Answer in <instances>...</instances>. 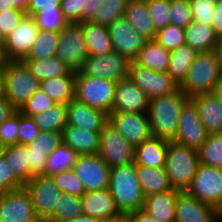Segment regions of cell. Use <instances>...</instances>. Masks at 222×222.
I'll return each mask as SVG.
<instances>
[{
  "mask_svg": "<svg viewBox=\"0 0 222 222\" xmlns=\"http://www.w3.org/2000/svg\"><path fill=\"white\" fill-rule=\"evenodd\" d=\"M189 99L180 88L172 94L149 99L147 115L153 137L174 140L180 111Z\"/></svg>",
  "mask_w": 222,
  "mask_h": 222,
  "instance_id": "6da1fadb",
  "label": "cell"
},
{
  "mask_svg": "<svg viewBox=\"0 0 222 222\" xmlns=\"http://www.w3.org/2000/svg\"><path fill=\"white\" fill-rule=\"evenodd\" d=\"M109 190L124 217L143 208L146 196L138 182L135 163L110 168Z\"/></svg>",
  "mask_w": 222,
  "mask_h": 222,
  "instance_id": "7a4b0ae2",
  "label": "cell"
},
{
  "mask_svg": "<svg viewBox=\"0 0 222 222\" xmlns=\"http://www.w3.org/2000/svg\"><path fill=\"white\" fill-rule=\"evenodd\" d=\"M198 165V150L173 140L168 141L164 168L173 189L186 191L193 181Z\"/></svg>",
  "mask_w": 222,
  "mask_h": 222,
  "instance_id": "3957f363",
  "label": "cell"
},
{
  "mask_svg": "<svg viewBox=\"0 0 222 222\" xmlns=\"http://www.w3.org/2000/svg\"><path fill=\"white\" fill-rule=\"evenodd\" d=\"M221 74L214 51L198 52L179 88L189 98L201 93H211Z\"/></svg>",
  "mask_w": 222,
  "mask_h": 222,
  "instance_id": "277c9868",
  "label": "cell"
},
{
  "mask_svg": "<svg viewBox=\"0 0 222 222\" xmlns=\"http://www.w3.org/2000/svg\"><path fill=\"white\" fill-rule=\"evenodd\" d=\"M39 89V81L23 60H6L3 96L19 111Z\"/></svg>",
  "mask_w": 222,
  "mask_h": 222,
  "instance_id": "5b68a950",
  "label": "cell"
},
{
  "mask_svg": "<svg viewBox=\"0 0 222 222\" xmlns=\"http://www.w3.org/2000/svg\"><path fill=\"white\" fill-rule=\"evenodd\" d=\"M116 90V81L88 77L76 71L75 98L92 108L111 113Z\"/></svg>",
  "mask_w": 222,
  "mask_h": 222,
  "instance_id": "8992f818",
  "label": "cell"
},
{
  "mask_svg": "<svg viewBox=\"0 0 222 222\" xmlns=\"http://www.w3.org/2000/svg\"><path fill=\"white\" fill-rule=\"evenodd\" d=\"M110 167L116 168L135 162V147L132 146L109 122L100 132L97 153Z\"/></svg>",
  "mask_w": 222,
  "mask_h": 222,
  "instance_id": "52a82bcc",
  "label": "cell"
},
{
  "mask_svg": "<svg viewBox=\"0 0 222 222\" xmlns=\"http://www.w3.org/2000/svg\"><path fill=\"white\" fill-rule=\"evenodd\" d=\"M186 192L218 210L222 206V168L199 163Z\"/></svg>",
  "mask_w": 222,
  "mask_h": 222,
  "instance_id": "ba28073f",
  "label": "cell"
},
{
  "mask_svg": "<svg viewBox=\"0 0 222 222\" xmlns=\"http://www.w3.org/2000/svg\"><path fill=\"white\" fill-rule=\"evenodd\" d=\"M130 60L116 51L102 56L88 55L79 71L88 77L120 81L129 77Z\"/></svg>",
  "mask_w": 222,
  "mask_h": 222,
  "instance_id": "9c48e42d",
  "label": "cell"
},
{
  "mask_svg": "<svg viewBox=\"0 0 222 222\" xmlns=\"http://www.w3.org/2000/svg\"><path fill=\"white\" fill-rule=\"evenodd\" d=\"M56 56L73 71L81 68L88 56V50L80 23H69L59 33Z\"/></svg>",
  "mask_w": 222,
  "mask_h": 222,
  "instance_id": "30bf717a",
  "label": "cell"
},
{
  "mask_svg": "<svg viewBox=\"0 0 222 222\" xmlns=\"http://www.w3.org/2000/svg\"><path fill=\"white\" fill-rule=\"evenodd\" d=\"M29 192L36 215L41 222H47L58 208L59 194L51 176H33L25 185Z\"/></svg>",
  "mask_w": 222,
  "mask_h": 222,
  "instance_id": "8fae6325",
  "label": "cell"
},
{
  "mask_svg": "<svg viewBox=\"0 0 222 222\" xmlns=\"http://www.w3.org/2000/svg\"><path fill=\"white\" fill-rule=\"evenodd\" d=\"M0 222H41L25 187L0 193Z\"/></svg>",
  "mask_w": 222,
  "mask_h": 222,
  "instance_id": "7c38bea8",
  "label": "cell"
},
{
  "mask_svg": "<svg viewBox=\"0 0 222 222\" xmlns=\"http://www.w3.org/2000/svg\"><path fill=\"white\" fill-rule=\"evenodd\" d=\"M129 78L149 99L172 94L179 88L167 72L154 71L134 61L129 65Z\"/></svg>",
  "mask_w": 222,
  "mask_h": 222,
  "instance_id": "4fadbf2b",
  "label": "cell"
},
{
  "mask_svg": "<svg viewBox=\"0 0 222 222\" xmlns=\"http://www.w3.org/2000/svg\"><path fill=\"white\" fill-rule=\"evenodd\" d=\"M208 135L196 105L189 99L180 111L177 133L173 141L198 150Z\"/></svg>",
  "mask_w": 222,
  "mask_h": 222,
  "instance_id": "5bb4252c",
  "label": "cell"
},
{
  "mask_svg": "<svg viewBox=\"0 0 222 222\" xmlns=\"http://www.w3.org/2000/svg\"><path fill=\"white\" fill-rule=\"evenodd\" d=\"M108 122L134 147L153 137L147 113H110Z\"/></svg>",
  "mask_w": 222,
  "mask_h": 222,
  "instance_id": "9a60e30c",
  "label": "cell"
},
{
  "mask_svg": "<svg viewBox=\"0 0 222 222\" xmlns=\"http://www.w3.org/2000/svg\"><path fill=\"white\" fill-rule=\"evenodd\" d=\"M73 170L86 192L109 188L110 167L98 154L79 155Z\"/></svg>",
  "mask_w": 222,
  "mask_h": 222,
  "instance_id": "2e32d148",
  "label": "cell"
},
{
  "mask_svg": "<svg viewBox=\"0 0 222 222\" xmlns=\"http://www.w3.org/2000/svg\"><path fill=\"white\" fill-rule=\"evenodd\" d=\"M34 19L30 15H25L18 27L10 33L3 46L6 60H22L30 52L39 33Z\"/></svg>",
  "mask_w": 222,
  "mask_h": 222,
  "instance_id": "e0dca14e",
  "label": "cell"
},
{
  "mask_svg": "<svg viewBox=\"0 0 222 222\" xmlns=\"http://www.w3.org/2000/svg\"><path fill=\"white\" fill-rule=\"evenodd\" d=\"M107 28L114 51L134 61L147 39L138 34L124 17L116 19Z\"/></svg>",
  "mask_w": 222,
  "mask_h": 222,
  "instance_id": "ac0fdd59",
  "label": "cell"
},
{
  "mask_svg": "<svg viewBox=\"0 0 222 222\" xmlns=\"http://www.w3.org/2000/svg\"><path fill=\"white\" fill-rule=\"evenodd\" d=\"M83 214L103 222H124V216L116 207L109 188L86 192L82 197Z\"/></svg>",
  "mask_w": 222,
  "mask_h": 222,
  "instance_id": "d6986e66",
  "label": "cell"
},
{
  "mask_svg": "<svg viewBox=\"0 0 222 222\" xmlns=\"http://www.w3.org/2000/svg\"><path fill=\"white\" fill-rule=\"evenodd\" d=\"M148 96L129 78L116 82L115 98L111 113H147Z\"/></svg>",
  "mask_w": 222,
  "mask_h": 222,
  "instance_id": "ffe728a7",
  "label": "cell"
},
{
  "mask_svg": "<svg viewBox=\"0 0 222 222\" xmlns=\"http://www.w3.org/2000/svg\"><path fill=\"white\" fill-rule=\"evenodd\" d=\"M175 222H218V210L190 196L186 191L179 192Z\"/></svg>",
  "mask_w": 222,
  "mask_h": 222,
  "instance_id": "44dd1931",
  "label": "cell"
},
{
  "mask_svg": "<svg viewBox=\"0 0 222 222\" xmlns=\"http://www.w3.org/2000/svg\"><path fill=\"white\" fill-rule=\"evenodd\" d=\"M67 126L84 128L90 132H101L108 122V114L78 101L76 98L66 104Z\"/></svg>",
  "mask_w": 222,
  "mask_h": 222,
  "instance_id": "7402d4cb",
  "label": "cell"
},
{
  "mask_svg": "<svg viewBox=\"0 0 222 222\" xmlns=\"http://www.w3.org/2000/svg\"><path fill=\"white\" fill-rule=\"evenodd\" d=\"M190 100L196 105L207 132L222 133V103L212 93L197 94Z\"/></svg>",
  "mask_w": 222,
  "mask_h": 222,
  "instance_id": "603a6c76",
  "label": "cell"
},
{
  "mask_svg": "<svg viewBox=\"0 0 222 222\" xmlns=\"http://www.w3.org/2000/svg\"><path fill=\"white\" fill-rule=\"evenodd\" d=\"M179 192V190L172 188L165 192L146 196L142 209L158 221L175 222L176 199Z\"/></svg>",
  "mask_w": 222,
  "mask_h": 222,
  "instance_id": "cb8c5ba5",
  "label": "cell"
},
{
  "mask_svg": "<svg viewBox=\"0 0 222 222\" xmlns=\"http://www.w3.org/2000/svg\"><path fill=\"white\" fill-rule=\"evenodd\" d=\"M63 143L79 155L97 154L100 144V132L86 131L76 126H66L62 132Z\"/></svg>",
  "mask_w": 222,
  "mask_h": 222,
  "instance_id": "d4e9b609",
  "label": "cell"
},
{
  "mask_svg": "<svg viewBox=\"0 0 222 222\" xmlns=\"http://www.w3.org/2000/svg\"><path fill=\"white\" fill-rule=\"evenodd\" d=\"M168 140L152 137L135 147V164L151 168H164Z\"/></svg>",
  "mask_w": 222,
  "mask_h": 222,
  "instance_id": "484cf974",
  "label": "cell"
},
{
  "mask_svg": "<svg viewBox=\"0 0 222 222\" xmlns=\"http://www.w3.org/2000/svg\"><path fill=\"white\" fill-rule=\"evenodd\" d=\"M124 18L132 28L147 40L156 36L146 0H130L125 10Z\"/></svg>",
  "mask_w": 222,
  "mask_h": 222,
  "instance_id": "4316f807",
  "label": "cell"
},
{
  "mask_svg": "<svg viewBox=\"0 0 222 222\" xmlns=\"http://www.w3.org/2000/svg\"><path fill=\"white\" fill-rule=\"evenodd\" d=\"M39 89L44 91L55 103L67 104L75 99L76 71H72L68 76L40 81Z\"/></svg>",
  "mask_w": 222,
  "mask_h": 222,
  "instance_id": "83f0119b",
  "label": "cell"
},
{
  "mask_svg": "<svg viewBox=\"0 0 222 222\" xmlns=\"http://www.w3.org/2000/svg\"><path fill=\"white\" fill-rule=\"evenodd\" d=\"M83 27L88 55L102 56L114 50L108 28L92 21L80 23Z\"/></svg>",
  "mask_w": 222,
  "mask_h": 222,
  "instance_id": "f1b7e54d",
  "label": "cell"
},
{
  "mask_svg": "<svg viewBox=\"0 0 222 222\" xmlns=\"http://www.w3.org/2000/svg\"><path fill=\"white\" fill-rule=\"evenodd\" d=\"M136 175L145 196L172 189L165 168H151L136 165Z\"/></svg>",
  "mask_w": 222,
  "mask_h": 222,
  "instance_id": "f546056e",
  "label": "cell"
},
{
  "mask_svg": "<svg viewBox=\"0 0 222 222\" xmlns=\"http://www.w3.org/2000/svg\"><path fill=\"white\" fill-rule=\"evenodd\" d=\"M30 73L40 82L46 79L68 76L73 70L56 55L42 59H22Z\"/></svg>",
  "mask_w": 222,
  "mask_h": 222,
  "instance_id": "4dcf8cb0",
  "label": "cell"
},
{
  "mask_svg": "<svg viewBox=\"0 0 222 222\" xmlns=\"http://www.w3.org/2000/svg\"><path fill=\"white\" fill-rule=\"evenodd\" d=\"M170 52L156 40H147L134 62L154 71L167 72Z\"/></svg>",
  "mask_w": 222,
  "mask_h": 222,
  "instance_id": "1f68e13d",
  "label": "cell"
},
{
  "mask_svg": "<svg viewBox=\"0 0 222 222\" xmlns=\"http://www.w3.org/2000/svg\"><path fill=\"white\" fill-rule=\"evenodd\" d=\"M185 43L197 52L213 51L217 43V35L212 26L193 21L184 28Z\"/></svg>",
  "mask_w": 222,
  "mask_h": 222,
  "instance_id": "d6a6232c",
  "label": "cell"
},
{
  "mask_svg": "<svg viewBox=\"0 0 222 222\" xmlns=\"http://www.w3.org/2000/svg\"><path fill=\"white\" fill-rule=\"evenodd\" d=\"M0 151L4 154L16 178L25 185L30 180L28 146L16 143L0 148Z\"/></svg>",
  "mask_w": 222,
  "mask_h": 222,
  "instance_id": "836d02e7",
  "label": "cell"
},
{
  "mask_svg": "<svg viewBox=\"0 0 222 222\" xmlns=\"http://www.w3.org/2000/svg\"><path fill=\"white\" fill-rule=\"evenodd\" d=\"M198 52L188 44H184L170 52L167 73L179 86L186 78L188 69Z\"/></svg>",
  "mask_w": 222,
  "mask_h": 222,
  "instance_id": "e575fe53",
  "label": "cell"
},
{
  "mask_svg": "<svg viewBox=\"0 0 222 222\" xmlns=\"http://www.w3.org/2000/svg\"><path fill=\"white\" fill-rule=\"evenodd\" d=\"M79 154L63 142L48 156L44 169V176H52L61 171L71 170Z\"/></svg>",
  "mask_w": 222,
  "mask_h": 222,
  "instance_id": "d590c367",
  "label": "cell"
},
{
  "mask_svg": "<svg viewBox=\"0 0 222 222\" xmlns=\"http://www.w3.org/2000/svg\"><path fill=\"white\" fill-rule=\"evenodd\" d=\"M40 131L63 132L67 126L66 104L55 103L46 112L32 116Z\"/></svg>",
  "mask_w": 222,
  "mask_h": 222,
  "instance_id": "8d00e7d4",
  "label": "cell"
},
{
  "mask_svg": "<svg viewBox=\"0 0 222 222\" xmlns=\"http://www.w3.org/2000/svg\"><path fill=\"white\" fill-rule=\"evenodd\" d=\"M199 163L222 168V133L209 134L198 149Z\"/></svg>",
  "mask_w": 222,
  "mask_h": 222,
  "instance_id": "74e56055",
  "label": "cell"
},
{
  "mask_svg": "<svg viewBox=\"0 0 222 222\" xmlns=\"http://www.w3.org/2000/svg\"><path fill=\"white\" fill-rule=\"evenodd\" d=\"M130 0H104L96 9L92 22L108 27L116 19L124 17Z\"/></svg>",
  "mask_w": 222,
  "mask_h": 222,
  "instance_id": "f35d334b",
  "label": "cell"
},
{
  "mask_svg": "<svg viewBox=\"0 0 222 222\" xmlns=\"http://www.w3.org/2000/svg\"><path fill=\"white\" fill-rule=\"evenodd\" d=\"M83 214L81 196L74 194H59L58 208H55L53 216L47 222H58L76 218Z\"/></svg>",
  "mask_w": 222,
  "mask_h": 222,
  "instance_id": "ab89813d",
  "label": "cell"
},
{
  "mask_svg": "<svg viewBox=\"0 0 222 222\" xmlns=\"http://www.w3.org/2000/svg\"><path fill=\"white\" fill-rule=\"evenodd\" d=\"M59 32L39 31L28 55L23 59H42L56 55Z\"/></svg>",
  "mask_w": 222,
  "mask_h": 222,
  "instance_id": "60d3db41",
  "label": "cell"
},
{
  "mask_svg": "<svg viewBox=\"0 0 222 222\" xmlns=\"http://www.w3.org/2000/svg\"><path fill=\"white\" fill-rule=\"evenodd\" d=\"M56 187L63 193L83 196L86 190L73 169L61 171L51 176Z\"/></svg>",
  "mask_w": 222,
  "mask_h": 222,
  "instance_id": "b9f144b4",
  "label": "cell"
},
{
  "mask_svg": "<svg viewBox=\"0 0 222 222\" xmlns=\"http://www.w3.org/2000/svg\"><path fill=\"white\" fill-rule=\"evenodd\" d=\"M32 17L40 31L60 33L69 24L61 11H43Z\"/></svg>",
  "mask_w": 222,
  "mask_h": 222,
  "instance_id": "7bdbcfd3",
  "label": "cell"
},
{
  "mask_svg": "<svg viewBox=\"0 0 222 222\" xmlns=\"http://www.w3.org/2000/svg\"><path fill=\"white\" fill-rule=\"evenodd\" d=\"M154 40L167 50L172 51L185 44L184 28L170 23L156 32Z\"/></svg>",
  "mask_w": 222,
  "mask_h": 222,
  "instance_id": "ee69618b",
  "label": "cell"
},
{
  "mask_svg": "<svg viewBox=\"0 0 222 222\" xmlns=\"http://www.w3.org/2000/svg\"><path fill=\"white\" fill-rule=\"evenodd\" d=\"M146 2L156 32L170 24V0H146Z\"/></svg>",
  "mask_w": 222,
  "mask_h": 222,
  "instance_id": "f6af8a7d",
  "label": "cell"
},
{
  "mask_svg": "<svg viewBox=\"0 0 222 222\" xmlns=\"http://www.w3.org/2000/svg\"><path fill=\"white\" fill-rule=\"evenodd\" d=\"M170 23L186 28L193 22L189 0H170Z\"/></svg>",
  "mask_w": 222,
  "mask_h": 222,
  "instance_id": "bcb514c9",
  "label": "cell"
},
{
  "mask_svg": "<svg viewBox=\"0 0 222 222\" xmlns=\"http://www.w3.org/2000/svg\"><path fill=\"white\" fill-rule=\"evenodd\" d=\"M55 102L45 94L44 91L38 89L31 98L19 110L23 115L32 117L36 114L46 112Z\"/></svg>",
  "mask_w": 222,
  "mask_h": 222,
  "instance_id": "7dc6e473",
  "label": "cell"
},
{
  "mask_svg": "<svg viewBox=\"0 0 222 222\" xmlns=\"http://www.w3.org/2000/svg\"><path fill=\"white\" fill-rule=\"evenodd\" d=\"M193 21L212 26L216 0H189Z\"/></svg>",
  "mask_w": 222,
  "mask_h": 222,
  "instance_id": "c3c4849f",
  "label": "cell"
},
{
  "mask_svg": "<svg viewBox=\"0 0 222 222\" xmlns=\"http://www.w3.org/2000/svg\"><path fill=\"white\" fill-rule=\"evenodd\" d=\"M62 142H63L62 132L40 131L37 137L27 146L28 150L45 151L48 154H50Z\"/></svg>",
  "mask_w": 222,
  "mask_h": 222,
  "instance_id": "681fc988",
  "label": "cell"
},
{
  "mask_svg": "<svg viewBox=\"0 0 222 222\" xmlns=\"http://www.w3.org/2000/svg\"><path fill=\"white\" fill-rule=\"evenodd\" d=\"M19 111L0 125V148L18 143Z\"/></svg>",
  "mask_w": 222,
  "mask_h": 222,
  "instance_id": "f907efd6",
  "label": "cell"
},
{
  "mask_svg": "<svg viewBox=\"0 0 222 222\" xmlns=\"http://www.w3.org/2000/svg\"><path fill=\"white\" fill-rule=\"evenodd\" d=\"M22 187L24 185L16 178L4 154L0 151V193L17 190Z\"/></svg>",
  "mask_w": 222,
  "mask_h": 222,
  "instance_id": "816d5d0a",
  "label": "cell"
},
{
  "mask_svg": "<svg viewBox=\"0 0 222 222\" xmlns=\"http://www.w3.org/2000/svg\"><path fill=\"white\" fill-rule=\"evenodd\" d=\"M39 132L40 129L34 123L33 118L19 112L18 144L28 145L37 137Z\"/></svg>",
  "mask_w": 222,
  "mask_h": 222,
  "instance_id": "f5cc1de1",
  "label": "cell"
},
{
  "mask_svg": "<svg viewBox=\"0 0 222 222\" xmlns=\"http://www.w3.org/2000/svg\"><path fill=\"white\" fill-rule=\"evenodd\" d=\"M26 15V12L18 9H8L0 12V28L5 37L12 33L19 25L21 20Z\"/></svg>",
  "mask_w": 222,
  "mask_h": 222,
  "instance_id": "db71d44e",
  "label": "cell"
},
{
  "mask_svg": "<svg viewBox=\"0 0 222 222\" xmlns=\"http://www.w3.org/2000/svg\"><path fill=\"white\" fill-rule=\"evenodd\" d=\"M86 0H61L60 9L69 23H81V13Z\"/></svg>",
  "mask_w": 222,
  "mask_h": 222,
  "instance_id": "11a10c76",
  "label": "cell"
},
{
  "mask_svg": "<svg viewBox=\"0 0 222 222\" xmlns=\"http://www.w3.org/2000/svg\"><path fill=\"white\" fill-rule=\"evenodd\" d=\"M28 152L30 162V179L33 176L44 175L47 156L49 154L45 151L39 150H28Z\"/></svg>",
  "mask_w": 222,
  "mask_h": 222,
  "instance_id": "9f6ffc18",
  "label": "cell"
},
{
  "mask_svg": "<svg viewBox=\"0 0 222 222\" xmlns=\"http://www.w3.org/2000/svg\"><path fill=\"white\" fill-rule=\"evenodd\" d=\"M61 0H29L26 14L33 16L43 11H61Z\"/></svg>",
  "mask_w": 222,
  "mask_h": 222,
  "instance_id": "6f0895ef",
  "label": "cell"
},
{
  "mask_svg": "<svg viewBox=\"0 0 222 222\" xmlns=\"http://www.w3.org/2000/svg\"><path fill=\"white\" fill-rule=\"evenodd\" d=\"M84 9L81 13V23L85 21H91L94 17L96 9L100 7L104 0H86Z\"/></svg>",
  "mask_w": 222,
  "mask_h": 222,
  "instance_id": "680465c9",
  "label": "cell"
},
{
  "mask_svg": "<svg viewBox=\"0 0 222 222\" xmlns=\"http://www.w3.org/2000/svg\"><path fill=\"white\" fill-rule=\"evenodd\" d=\"M124 222H163L151 217L143 209H138L136 211L128 213L124 217Z\"/></svg>",
  "mask_w": 222,
  "mask_h": 222,
  "instance_id": "91938a15",
  "label": "cell"
},
{
  "mask_svg": "<svg viewBox=\"0 0 222 222\" xmlns=\"http://www.w3.org/2000/svg\"><path fill=\"white\" fill-rule=\"evenodd\" d=\"M212 27L217 37H222V0H216Z\"/></svg>",
  "mask_w": 222,
  "mask_h": 222,
  "instance_id": "94428289",
  "label": "cell"
},
{
  "mask_svg": "<svg viewBox=\"0 0 222 222\" xmlns=\"http://www.w3.org/2000/svg\"><path fill=\"white\" fill-rule=\"evenodd\" d=\"M16 111L3 95L0 96V125Z\"/></svg>",
  "mask_w": 222,
  "mask_h": 222,
  "instance_id": "6125c7cd",
  "label": "cell"
},
{
  "mask_svg": "<svg viewBox=\"0 0 222 222\" xmlns=\"http://www.w3.org/2000/svg\"><path fill=\"white\" fill-rule=\"evenodd\" d=\"M29 0H0V12L18 8L26 12Z\"/></svg>",
  "mask_w": 222,
  "mask_h": 222,
  "instance_id": "be15d7a7",
  "label": "cell"
},
{
  "mask_svg": "<svg viewBox=\"0 0 222 222\" xmlns=\"http://www.w3.org/2000/svg\"><path fill=\"white\" fill-rule=\"evenodd\" d=\"M58 222H103V221L98 218L82 214L80 216H77L76 218L66 219Z\"/></svg>",
  "mask_w": 222,
  "mask_h": 222,
  "instance_id": "e7e4bbea",
  "label": "cell"
},
{
  "mask_svg": "<svg viewBox=\"0 0 222 222\" xmlns=\"http://www.w3.org/2000/svg\"><path fill=\"white\" fill-rule=\"evenodd\" d=\"M211 93L222 103V74Z\"/></svg>",
  "mask_w": 222,
  "mask_h": 222,
  "instance_id": "03108f58",
  "label": "cell"
},
{
  "mask_svg": "<svg viewBox=\"0 0 222 222\" xmlns=\"http://www.w3.org/2000/svg\"><path fill=\"white\" fill-rule=\"evenodd\" d=\"M213 51L216 54L217 60L219 62V65L222 71V37H219L217 39V43Z\"/></svg>",
  "mask_w": 222,
  "mask_h": 222,
  "instance_id": "003e7915",
  "label": "cell"
},
{
  "mask_svg": "<svg viewBox=\"0 0 222 222\" xmlns=\"http://www.w3.org/2000/svg\"><path fill=\"white\" fill-rule=\"evenodd\" d=\"M5 65H0V96L3 95Z\"/></svg>",
  "mask_w": 222,
  "mask_h": 222,
  "instance_id": "a7ac6f4b",
  "label": "cell"
},
{
  "mask_svg": "<svg viewBox=\"0 0 222 222\" xmlns=\"http://www.w3.org/2000/svg\"><path fill=\"white\" fill-rule=\"evenodd\" d=\"M5 56H4V52H3V48L0 46V65H5Z\"/></svg>",
  "mask_w": 222,
  "mask_h": 222,
  "instance_id": "89a4df30",
  "label": "cell"
},
{
  "mask_svg": "<svg viewBox=\"0 0 222 222\" xmlns=\"http://www.w3.org/2000/svg\"><path fill=\"white\" fill-rule=\"evenodd\" d=\"M6 37L4 36L2 29L0 28V46L3 48Z\"/></svg>",
  "mask_w": 222,
  "mask_h": 222,
  "instance_id": "2644e50d",
  "label": "cell"
},
{
  "mask_svg": "<svg viewBox=\"0 0 222 222\" xmlns=\"http://www.w3.org/2000/svg\"><path fill=\"white\" fill-rule=\"evenodd\" d=\"M218 222H222V206L218 209Z\"/></svg>",
  "mask_w": 222,
  "mask_h": 222,
  "instance_id": "8c879c8a",
  "label": "cell"
}]
</instances>
